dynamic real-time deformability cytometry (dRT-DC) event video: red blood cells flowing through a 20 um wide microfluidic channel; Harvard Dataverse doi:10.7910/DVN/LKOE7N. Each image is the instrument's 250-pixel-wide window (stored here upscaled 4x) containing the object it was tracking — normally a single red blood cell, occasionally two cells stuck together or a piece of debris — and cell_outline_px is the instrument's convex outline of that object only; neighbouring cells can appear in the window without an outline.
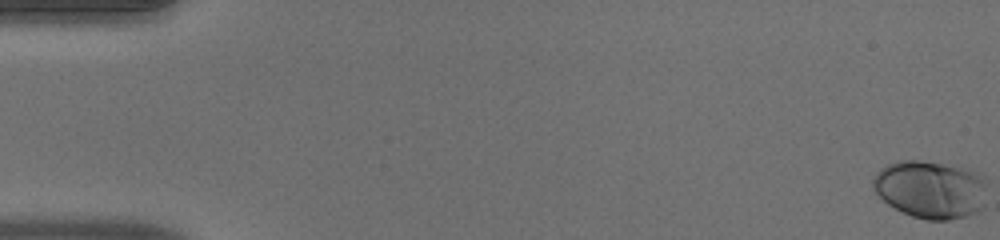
{"species": "human", "species_latin": "Homo sapiens", "temperature_condition": "warm", "stored_images_in_passage": 52, "camera_frame_rate_fps": 3000, "um_per_image_px": 0.085, "donor": {"sex": "male"}, "frame": {"image": 1, "passage_image": 1, "time_ms": 0.0, "image_size_px": [1000, 240], "cell_outline_px": [[984, 204], [976, 212], [968, 216], [948, 220], [928, 220], [912, 216], [888, 204], [872, 188], [872, 176], [880, 168], [888, 164], [900, 160], [920, 160], [940, 164], [956, 168], [980, 176], [984, 180]], "centroid_in_image_um": [79.01, 16.12], "position_along_channel_um": 6.0, "area_um2": 37.69}}
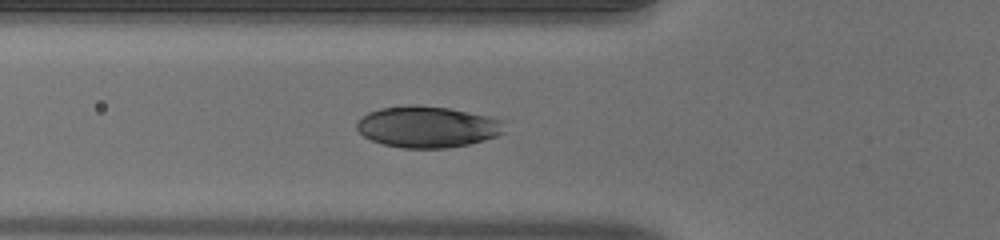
{"frame": {"image": 2, "passage_image": 20, "time_ms": 6.333, "image_size_px": [1000, 240], "cell_outline_px": [[504, 132], [496, 136], [484, 140], [468, 144], [448, 148], [404, 148], [384, 144], [372, 140], [364, 136], [356, 128], [356, 124], [360, 116], [368, 112], [380, 108], [412, 104], [416, 104], [448, 108], [488, 116], [504, 120]], "centroid_in_image_um": [36.32, 10.77], "position_along_channel_um": 89.5, "area_um2": 35.66}}
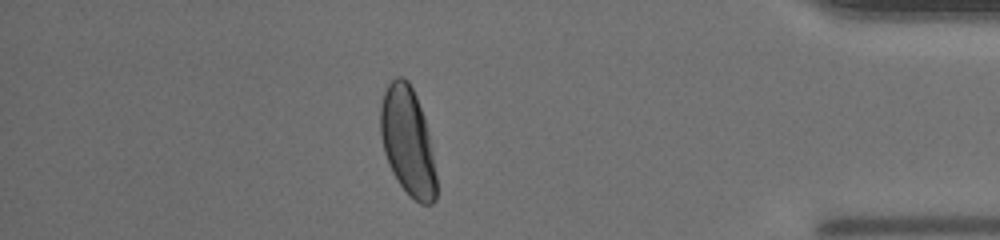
{"frame": {"image": 3, "passage_image": 46, "time_ms": 15.0, "image_size_px": [1000, 240], "cell_outline_px": [[436, 200], [432, 204], [420, 204], [400, 184], [392, 172], [388, 164], [384, 152], [380, 132], [380, 104], [384, 92], [388, 84], [396, 76], [404, 76], [408, 80], [416, 96], [424, 116], [428, 132], [432, 152], [436, 176]], "centroid_in_image_um": [34.64, 11.99], "position_along_channel_um": 400.6, "area_um2": 35.08}, "authors_computed_cell_mechanics": {"area_um2": 35.8071, "velocity_mm_per_s": 4.0011, "shape_relaxation_time_tau1_ms": 2.6562, "shape_relaxation_time_tau2_ms": null, "deformation_change_tau1": 0.1668, "deformation_change_tau2": null}}